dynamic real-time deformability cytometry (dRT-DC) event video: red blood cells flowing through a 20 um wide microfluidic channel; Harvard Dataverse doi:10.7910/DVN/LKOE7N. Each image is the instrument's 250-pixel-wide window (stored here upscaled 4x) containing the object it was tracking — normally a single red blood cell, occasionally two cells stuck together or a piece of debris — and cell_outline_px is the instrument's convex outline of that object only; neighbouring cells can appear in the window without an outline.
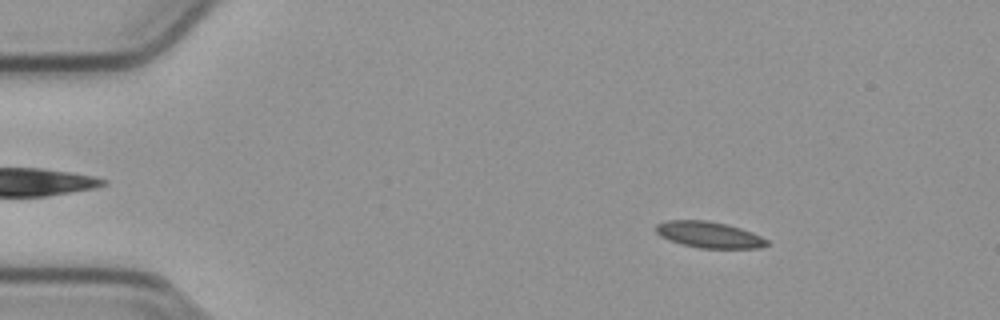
{"species": "common noctule bat (a hibernating species)", "species_latin": "Nyctalus noctula", "temperature_condition": "cold", "stored_images_in_passage": 54, "camera_frame_rate_fps": 3000, "um_per_image_px": 0.085, "animal": {"sex": "male", "body_mass_g": 23.1, "forearm_length_mm": 52.7}, "frame": {"image": 1, "passage_image": 8, "time_ms": 2.333, "image_size_px": [1000, 320], "cell_outline_px": [[768, 244], [760, 248], [700, 248], [684, 244], [660, 236], [656, 232], [656, 224], [668, 220], [708, 220], [740, 228], [752, 232], [768, 240]], "centroid_in_image_um": [60.28, 19.94], "position_along_channel_um": 24.7, "area_um2": 16.7}}
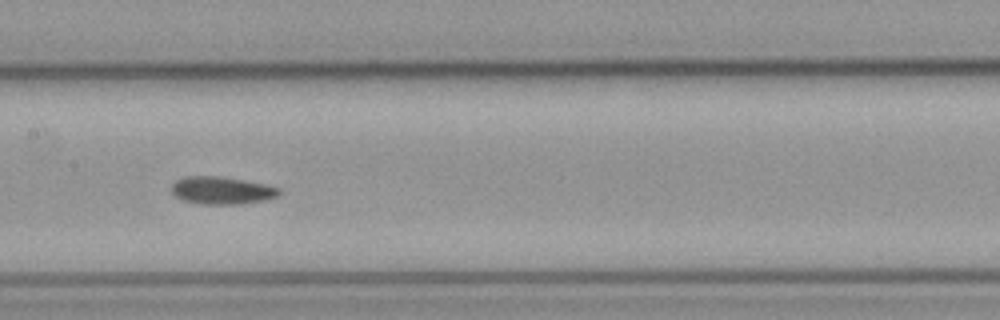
{"frame": {"image": 2, "passage_image": 27, "time_ms": 8.667, "image_size_px": [1000, 320], "cell_outline_px": [[280, 192], [276, 196], [264, 200], [240, 204], [200, 204], [184, 200], [176, 196], [172, 192], [172, 184], [176, 180], [184, 176], [220, 176], [244, 180], [264, 184], [280, 188]], "centroid_in_image_um": [18.83, 16.18], "position_along_channel_um": 188.6, "area_um2": 17.17}}
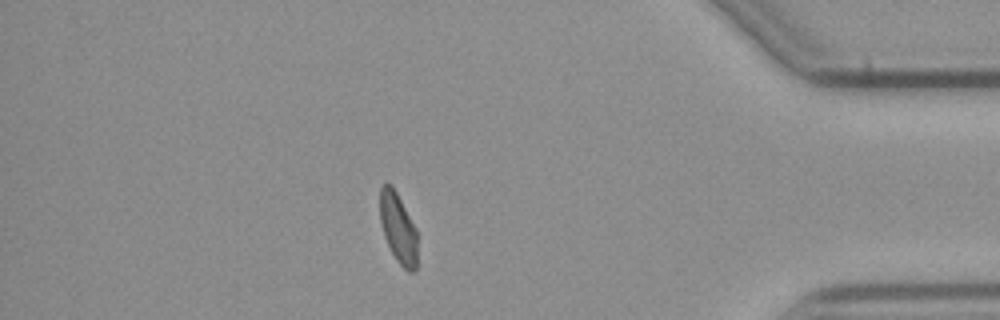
{"frame": {"image": 3, "passage_image": 47, "time_ms": 15.333, "image_size_px": [1000, 320], "cell_outline_px": [[416, 272], [408, 272], [396, 260], [384, 236], [380, 220], [380, 188], [384, 184], [392, 184], [416, 228]], "centroid_in_image_um": [33.84, 19.39], "position_along_channel_um": 401.4, "area_um2": 15.14}, "authors_computed_cell_mechanics": {"area_um2": 16.762, "velocity_mm_per_s": 3.7916, "shape_relaxation_time_tau1_ms": 7.0665, "shape_relaxation_time_tau2_ms": 3.4816, "deformation_change_tau1": 0.1328, "deformation_change_tau2": 0.07}}